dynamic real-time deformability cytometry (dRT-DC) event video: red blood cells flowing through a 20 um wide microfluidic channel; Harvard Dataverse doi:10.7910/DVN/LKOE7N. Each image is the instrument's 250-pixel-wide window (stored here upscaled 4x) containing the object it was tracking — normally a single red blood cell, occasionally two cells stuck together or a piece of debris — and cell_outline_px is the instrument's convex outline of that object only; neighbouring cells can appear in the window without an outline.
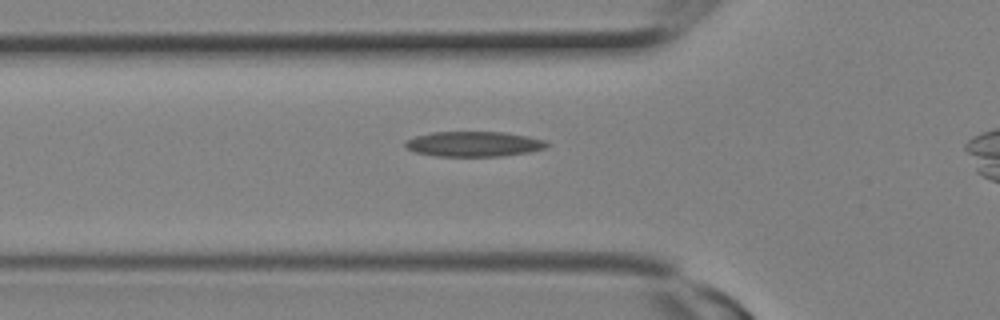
{"species": "Egyptian fruit bat (a non-hibernating species)", "species_latin": "Rousettus aegyptiacus", "temperature_condition": "room temperature", "stored_images_in_passage": 7, "camera_frame_rate_fps": 3000, "um_per_image_px": 0.085, "animal": {"sex": "female"}, "frame": {"image": 1, "passage_image": 5, "time_ms": 1.333, "image_size_px": [1000, 320], "cell_outline_px": [[548, 144], [544, 148], [528, 152], [500, 156], [436, 156], [412, 152], [404, 148], [404, 140], [416, 136], [432, 132], [504, 132], [528, 136], [544, 140]], "centroid_in_image_um": [40.19, 12.24], "position_along_channel_um": 85.6, "area_um2": 20.81}}
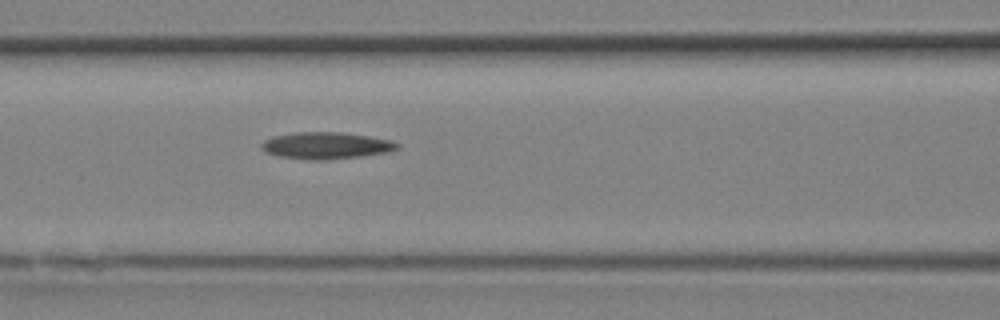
{"frame": {"image": 2, "passage_image": 7, "time_ms": 2.0, "image_size_px": [1000, 320], "cell_outline_px": [[400, 144], [396, 148], [384, 152], [360, 156], [328, 160], [308, 160], [276, 156], [264, 152], [260, 148], [260, 144], [264, 140], [272, 136], [296, 132], [340, 132], [368, 136], [388, 140]], "centroid_in_image_um": [27.59, 12.37], "position_along_channel_um": 139.0, "area_um2": 21.15}}